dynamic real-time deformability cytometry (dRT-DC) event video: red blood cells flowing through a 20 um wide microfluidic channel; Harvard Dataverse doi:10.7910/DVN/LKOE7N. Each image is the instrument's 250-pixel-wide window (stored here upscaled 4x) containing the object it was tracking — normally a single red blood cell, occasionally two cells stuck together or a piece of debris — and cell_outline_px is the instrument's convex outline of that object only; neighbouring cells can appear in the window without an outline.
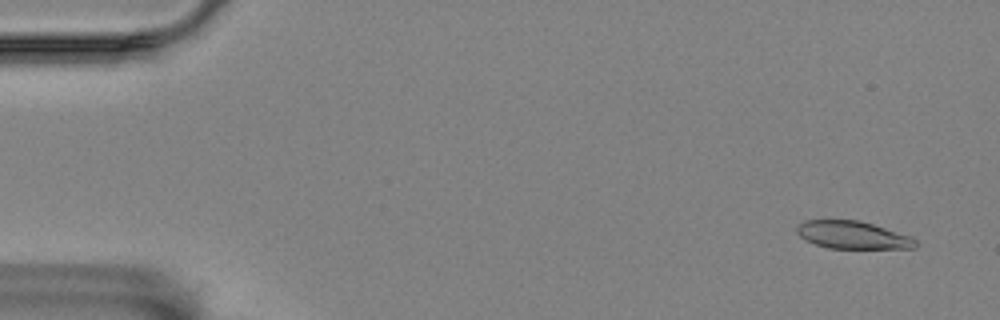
{"species": "Egyptian fruit bat (a non-hibernating species)", "species_latin": "Rousettus aegyptiacus", "temperature_condition": "room temperature", "stored_images_in_passage": 5, "camera_frame_rate_fps": 3000, "um_per_image_px": 0.085, "animal": {"sex": "female"}, "frame": {"image": 1, "passage_image": 3, "time_ms": 0.667, "image_size_px": [1000, 320], "cell_outline_px": [[916, 248], [828, 248], [816, 244], [800, 236], [796, 232], [796, 228], [804, 220], [860, 220], [908, 236], [916, 240]], "centroid_in_image_um": [72.44, 19.97], "position_along_channel_um": 12.6, "area_um2": 18.73}}